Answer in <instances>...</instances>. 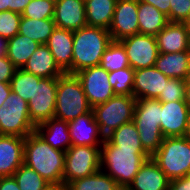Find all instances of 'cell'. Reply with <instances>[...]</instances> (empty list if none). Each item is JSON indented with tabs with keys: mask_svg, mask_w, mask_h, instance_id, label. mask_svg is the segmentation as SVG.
<instances>
[{
	"mask_svg": "<svg viewBox=\"0 0 190 190\" xmlns=\"http://www.w3.org/2000/svg\"><path fill=\"white\" fill-rule=\"evenodd\" d=\"M23 163L49 183L63 182L65 152L52 148L36 131L25 137Z\"/></svg>",
	"mask_w": 190,
	"mask_h": 190,
	"instance_id": "obj_1",
	"label": "cell"
},
{
	"mask_svg": "<svg viewBox=\"0 0 190 190\" xmlns=\"http://www.w3.org/2000/svg\"><path fill=\"white\" fill-rule=\"evenodd\" d=\"M149 158L144 149L117 147L105 138L101 145L100 170L110 175L121 188H127Z\"/></svg>",
	"mask_w": 190,
	"mask_h": 190,
	"instance_id": "obj_2",
	"label": "cell"
},
{
	"mask_svg": "<svg viewBox=\"0 0 190 190\" xmlns=\"http://www.w3.org/2000/svg\"><path fill=\"white\" fill-rule=\"evenodd\" d=\"M112 41L106 28L85 26L73 31L72 74L100 65L102 55Z\"/></svg>",
	"mask_w": 190,
	"mask_h": 190,
	"instance_id": "obj_3",
	"label": "cell"
},
{
	"mask_svg": "<svg viewBox=\"0 0 190 190\" xmlns=\"http://www.w3.org/2000/svg\"><path fill=\"white\" fill-rule=\"evenodd\" d=\"M168 179L190 175V139L186 136L164 137L160 148L151 156Z\"/></svg>",
	"mask_w": 190,
	"mask_h": 190,
	"instance_id": "obj_4",
	"label": "cell"
},
{
	"mask_svg": "<svg viewBox=\"0 0 190 190\" xmlns=\"http://www.w3.org/2000/svg\"><path fill=\"white\" fill-rule=\"evenodd\" d=\"M91 110L78 77L69 73L59 76L54 118L69 122Z\"/></svg>",
	"mask_w": 190,
	"mask_h": 190,
	"instance_id": "obj_5",
	"label": "cell"
},
{
	"mask_svg": "<svg viewBox=\"0 0 190 190\" xmlns=\"http://www.w3.org/2000/svg\"><path fill=\"white\" fill-rule=\"evenodd\" d=\"M133 122L137 127L144 151L151 157L160 148L164 138L160 127V101L138 99Z\"/></svg>",
	"mask_w": 190,
	"mask_h": 190,
	"instance_id": "obj_6",
	"label": "cell"
},
{
	"mask_svg": "<svg viewBox=\"0 0 190 190\" xmlns=\"http://www.w3.org/2000/svg\"><path fill=\"white\" fill-rule=\"evenodd\" d=\"M137 99L133 95L115 94L92 108L101 134L106 138L121 125L132 122Z\"/></svg>",
	"mask_w": 190,
	"mask_h": 190,
	"instance_id": "obj_7",
	"label": "cell"
},
{
	"mask_svg": "<svg viewBox=\"0 0 190 190\" xmlns=\"http://www.w3.org/2000/svg\"><path fill=\"white\" fill-rule=\"evenodd\" d=\"M35 127L30 120L28 102L11 91L0 107V135L25 138Z\"/></svg>",
	"mask_w": 190,
	"mask_h": 190,
	"instance_id": "obj_8",
	"label": "cell"
},
{
	"mask_svg": "<svg viewBox=\"0 0 190 190\" xmlns=\"http://www.w3.org/2000/svg\"><path fill=\"white\" fill-rule=\"evenodd\" d=\"M101 146L71 145L65 152L63 182L87 177L100 170Z\"/></svg>",
	"mask_w": 190,
	"mask_h": 190,
	"instance_id": "obj_9",
	"label": "cell"
},
{
	"mask_svg": "<svg viewBox=\"0 0 190 190\" xmlns=\"http://www.w3.org/2000/svg\"><path fill=\"white\" fill-rule=\"evenodd\" d=\"M57 85L58 77L35 81L34 96L28 101L30 120L35 126L54 118Z\"/></svg>",
	"mask_w": 190,
	"mask_h": 190,
	"instance_id": "obj_10",
	"label": "cell"
},
{
	"mask_svg": "<svg viewBox=\"0 0 190 190\" xmlns=\"http://www.w3.org/2000/svg\"><path fill=\"white\" fill-rule=\"evenodd\" d=\"M75 75L80 80L91 108L103 104L115 95L109 82V72L101 65L80 70Z\"/></svg>",
	"mask_w": 190,
	"mask_h": 190,
	"instance_id": "obj_11",
	"label": "cell"
},
{
	"mask_svg": "<svg viewBox=\"0 0 190 190\" xmlns=\"http://www.w3.org/2000/svg\"><path fill=\"white\" fill-rule=\"evenodd\" d=\"M128 56L129 66L133 70L153 67L159 50L156 37L146 34H135L119 41Z\"/></svg>",
	"mask_w": 190,
	"mask_h": 190,
	"instance_id": "obj_12",
	"label": "cell"
},
{
	"mask_svg": "<svg viewBox=\"0 0 190 190\" xmlns=\"http://www.w3.org/2000/svg\"><path fill=\"white\" fill-rule=\"evenodd\" d=\"M138 0H117L114 16L108 29L113 41L139 34Z\"/></svg>",
	"mask_w": 190,
	"mask_h": 190,
	"instance_id": "obj_13",
	"label": "cell"
},
{
	"mask_svg": "<svg viewBox=\"0 0 190 190\" xmlns=\"http://www.w3.org/2000/svg\"><path fill=\"white\" fill-rule=\"evenodd\" d=\"M189 108L184 100L160 102V127L163 137L185 136Z\"/></svg>",
	"mask_w": 190,
	"mask_h": 190,
	"instance_id": "obj_14",
	"label": "cell"
},
{
	"mask_svg": "<svg viewBox=\"0 0 190 190\" xmlns=\"http://www.w3.org/2000/svg\"><path fill=\"white\" fill-rule=\"evenodd\" d=\"M68 123L72 145L101 146L105 140L95 120L93 110Z\"/></svg>",
	"mask_w": 190,
	"mask_h": 190,
	"instance_id": "obj_15",
	"label": "cell"
},
{
	"mask_svg": "<svg viewBox=\"0 0 190 190\" xmlns=\"http://www.w3.org/2000/svg\"><path fill=\"white\" fill-rule=\"evenodd\" d=\"M170 78L153 67L134 70L133 96L135 99H157Z\"/></svg>",
	"mask_w": 190,
	"mask_h": 190,
	"instance_id": "obj_16",
	"label": "cell"
},
{
	"mask_svg": "<svg viewBox=\"0 0 190 190\" xmlns=\"http://www.w3.org/2000/svg\"><path fill=\"white\" fill-rule=\"evenodd\" d=\"M53 19L61 29L75 31L87 26L85 0H56Z\"/></svg>",
	"mask_w": 190,
	"mask_h": 190,
	"instance_id": "obj_17",
	"label": "cell"
},
{
	"mask_svg": "<svg viewBox=\"0 0 190 190\" xmlns=\"http://www.w3.org/2000/svg\"><path fill=\"white\" fill-rule=\"evenodd\" d=\"M159 53L190 51V26L169 22L156 36Z\"/></svg>",
	"mask_w": 190,
	"mask_h": 190,
	"instance_id": "obj_18",
	"label": "cell"
},
{
	"mask_svg": "<svg viewBox=\"0 0 190 190\" xmlns=\"http://www.w3.org/2000/svg\"><path fill=\"white\" fill-rule=\"evenodd\" d=\"M24 137L0 135V177L13 176L23 164Z\"/></svg>",
	"mask_w": 190,
	"mask_h": 190,
	"instance_id": "obj_19",
	"label": "cell"
},
{
	"mask_svg": "<svg viewBox=\"0 0 190 190\" xmlns=\"http://www.w3.org/2000/svg\"><path fill=\"white\" fill-rule=\"evenodd\" d=\"M46 45L59 68L64 73L72 74L73 31L56 27Z\"/></svg>",
	"mask_w": 190,
	"mask_h": 190,
	"instance_id": "obj_20",
	"label": "cell"
},
{
	"mask_svg": "<svg viewBox=\"0 0 190 190\" xmlns=\"http://www.w3.org/2000/svg\"><path fill=\"white\" fill-rule=\"evenodd\" d=\"M170 180L160 167L149 158L139 168L128 190H169Z\"/></svg>",
	"mask_w": 190,
	"mask_h": 190,
	"instance_id": "obj_21",
	"label": "cell"
},
{
	"mask_svg": "<svg viewBox=\"0 0 190 190\" xmlns=\"http://www.w3.org/2000/svg\"><path fill=\"white\" fill-rule=\"evenodd\" d=\"M35 131L54 149L66 152L72 145L67 121L51 118L36 125Z\"/></svg>",
	"mask_w": 190,
	"mask_h": 190,
	"instance_id": "obj_22",
	"label": "cell"
},
{
	"mask_svg": "<svg viewBox=\"0 0 190 190\" xmlns=\"http://www.w3.org/2000/svg\"><path fill=\"white\" fill-rule=\"evenodd\" d=\"M40 78H57L64 74L46 44H40L22 68Z\"/></svg>",
	"mask_w": 190,
	"mask_h": 190,
	"instance_id": "obj_23",
	"label": "cell"
},
{
	"mask_svg": "<svg viewBox=\"0 0 190 190\" xmlns=\"http://www.w3.org/2000/svg\"><path fill=\"white\" fill-rule=\"evenodd\" d=\"M154 67L168 78L184 80L190 68V51L159 53Z\"/></svg>",
	"mask_w": 190,
	"mask_h": 190,
	"instance_id": "obj_24",
	"label": "cell"
},
{
	"mask_svg": "<svg viewBox=\"0 0 190 190\" xmlns=\"http://www.w3.org/2000/svg\"><path fill=\"white\" fill-rule=\"evenodd\" d=\"M117 0H85L87 26L109 29Z\"/></svg>",
	"mask_w": 190,
	"mask_h": 190,
	"instance_id": "obj_25",
	"label": "cell"
},
{
	"mask_svg": "<svg viewBox=\"0 0 190 190\" xmlns=\"http://www.w3.org/2000/svg\"><path fill=\"white\" fill-rule=\"evenodd\" d=\"M139 34L156 36L168 23V17L156 7L138 1Z\"/></svg>",
	"mask_w": 190,
	"mask_h": 190,
	"instance_id": "obj_26",
	"label": "cell"
},
{
	"mask_svg": "<svg viewBox=\"0 0 190 190\" xmlns=\"http://www.w3.org/2000/svg\"><path fill=\"white\" fill-rule=\"evenodd\" d=\"M39 45V43L28 36L18 33L13 38L7 40L5 55L17 69L23 68Z\"/></svg>",
	"mask_w": 190,
	"mask_h": 190,
	"instance_id": "obj_27",
	"label": "cell"
},
{
	"mask_svg": "<svg viewBox=\"0 0 190 190\" xmlns=\"http://www.w3.org/2000/svg\"><path fill=\"white\" fill-rule=\"evenodd\" d=\"M56 28L54 19H31L21 17L19 34L28 36L39 44H46Z\"/></svg>",
	"mask_w": 190,
	"mask_h": 190,
	"instance_id": "obj_28",
	"label": "cell"
},
{
	"mask_svg": "<svg viewBox=\"0 0 190 190\" xmlns=\"http://www.w3.org/2000/svg\"><path fill=\"white\" fill-rule=\"evenodd\" d=\"M121 187L107 173L102 170L71 181L68 184V190H120Z\"/></svg>",
	"mask_w": 190,
	"mask_h": 190,
	"instance_id": "obj_29",
	"label": "cell"
},
{
	"mask_svg": "<svg viewBox=\"0 0 190 190\" xmlns=\"http://www.w3.org/2000/svg\"><path fill=\"white\" fill-rule=\"evenodd\" d=\"M106 139L112 145L117 147L127 149H143L137 127L133 121L121 125L110 135H108Z\"/></svg>",
	"mask_w": 190,
	"mask_h": 190,
	"instance_id": "obj_30",
	"label": "cell"
},
{
	"mask_svg": "<svg viewBox=\"0 0 190 190\" xmlns=\"http://www.w3.org/2000/svg\"><path fill=\"white\" fill-rule=\"evenodd\" d=\"M100 65L108 72L130 67L128 56L119 41H112L109 44L102 55Z\"/></svg>",
	"mask_w": 190,
	"mask_h": 190,
	"instance_id": "obj_31",
	"label": "cell"
},
{
	"mask_svg": "<svg viewBox=\"0 0 190 190\" xmlns=\"http://www.w3.org/2000/svg\"><path fill=\"white\" fill-rule=\"evenodd\" d=\"M41 79L22 68L16 69L10 81L11 91L28 102L34 96L35 81H40Z\"/></svg>",
	"mask_w": 190,
	"mask_h": 190,
	"instance_id": "obj_32",
	"label": "cell"
},
{
	"mask_svg": "<svg viewBox=\"0 0 190 190\" xmlns=\"http://www.w3.org/2000/svg\"><path fill=\"white\" fill-rule=\"evenodd\" d=\"M20 190H43L49 183L24 163L13 174Z\"/></svg>",
	"mask_w": 190,
	"mask_h": 190,
	"instance_id": "obj_33",
	"label": "cell"
},
{
	"mask_svg": "<svg viewBox=\"0 0 190 190\" xmlns=\"http://www.w3.org/2000/svg\"><path fill=\"white\" fill-rule=\"evenodd\" d=\"M109 82L118 95H133L134 70L131 67L109 72Z\"/></svg>",
	"mask_w": 190,
	"mask_h": 190,
	"instance_id": "obj_34",
	"label": "cell"
},
{
	"mask_svg": "<svg viewBox=\"0 0 190 190\" xmlns=\"http://www.w3.org/2000/svg\"><path fill=\"white\" fill-rule=\"evenodd\" d=\"M56 0H31L21 14L31 19L54 18Z\"/></svg>",
	"mask_w": 190,
	"mask_h": 190,
	"instance_id": "obj_35",
	"label": "cell"
},
{
	"mask_svg": "<svg viewBox=\"0 0 190 190\" xmlns=\"http://www.w3.org/2000/svg\"><path fill=\"white\" fill-rule=\"evenodd\" d=\"M21 17L13 11H0V37L8 40L18 34Z\"/></svg>",
	"mask_w": 190,
	"mask_h": 190,
	"instance_id": "obj_36",
	"label": "cell"
},
{
	"mask_svg": "<svg viewBox=\"0 0 190 190\" xmlns=\"http://www.w3.org/2000/svg\"><path fill=\"white\" fill-rule=\"evenodd\" d=\"M185 97V82L183 79L170 78L164 90L160 93L157 100L160 102H171L184 100Z\"/></svg>",
	"mask_w": 190,
	"mask_h": 190,
	"instance_id": "obj_37",
	"label": "cell"
},
{
	"mask_svg": "<svg viewBox=\"0 0 190 190\" xmlns=\"http://www.w3.org/2000/svg\"><path fill=\"white\" fill-rule=\"evenodd\" d=\"M170 13L167 16L169 22L186 23L190 16V0H169Z\"/></svg>",
	"mask_w": 190,
	"mask_h": 190,
	"instance_id": "obj_38",
	"label": "cell"
},
{
	"mask_svg": "<svg viewBox=\"0 0 190 190\" xmlns=\"http://www.w3.org/2000/svg\"><path fill=\"white\" fill-rule=\"evenodd\" d=\"M16 69L6 55L0 56V82L10 83Z\"/></svg>",
	"mask_w": 190,
	"mask_h": 190,
	"instance_id": "obj_39",
	"label": "cell"
},
{
	"mask_svg": "<svg viewBox=\"0 0 190 190\" xmlns=\"http://www.w3.org/2000/svg\"><path fill=\"white\" fill-rule=\"evenodd\" d=\"M169 190H190V175L171 180Z\"/></svg>",
	"mask_w": 190,
	"mask_h": 190,
	"instance_id": "obj_40",
	"label": "cell"
},
{
	"mask_svg": "<svg viewBox=\"0 0 190 190\" xmlns=\"http://www.w3.org/2000/svg\"><path fill=\"white\" fill-rule=\"evenodd\" d=\"M140 2L148 3L156 7L160 12L166 16L170 13V2L169 0H138Z\"/></svg>",
	"mask_w": 190,
	"mask_h": 190,
	"instance_id": "obj_41",
	"label": "cell"
},
{
	"mask_svg": "<svg viewBox=\"0 0 190 190\" xmlns=\"http://www.w3.org/2000/svg\"><path fill=\"white\" fill-rule=\"evenodd\" d=\"M0 190H20L14 176L0 177Z\"/></svg>",
	"mask_w": 190,
	"mask_h": 190,
	"instance_id": "obj_42",
	"label": "cell"
},
{
	"mask_svg": "<svg viewBox=\"0 0 190 190\" xmlns=\"http://www.w3.org/2000/svg\"><path fill=\"white\" fill-rule=\"evenodd\" d=\"M31 0H10V11L22 14Z\"/></svg>",
	"mask_w": 190,
	"mask_h": 190,
	"instance_id": "obj_43",
	"label": "cell"
},
{
	"mask_svg": "<svg viewBox=\"0 0 190 190\" xmlns=\"http://www.w3.org/2000/svg\"><path fill=\"white\" fill-rule=\"evenodd\" d=\"M11 92L10 83L0 82V107Z\"/></svg>",
	"mask_w": 190,
	"mask_h": 190,
	"instance_id": "obj_44",
	"label": "cell"
},
{
	"mask_svg": "<svg viewBox=\"0 0 190 190\" xmlns=\"http://www.w3.org/2000/svg\"><path fill=\"white\" fill-rule=\"evenodd\" d=\"M43 190H68V185L64 182L48 183Z\"/></svg>",
	"mask_w": 190,
	"mask_h": 190,
	"instance_id": "obj_45",
	"label": "cell"
},
{
	"mask_svg": "<svg viewBox=\"0 0 190 190\" xmlns=\"http://www.w3.org/2000/svg\"><path fill=\"white\" fill-rule=\"evenodd\" d=\"M7 50V39L0 37V56L5 55Z\"/></svg>",
	"mask_w": 190,
	"mask_h": 190,
	"instance_id": "obj_46",
	"label": "cell"
},
{
	"mask_svg": "<svg viewBox=\"0 0 190 190\" xmlns=\"http://www.w3.org/2000/svg\"><path fill=\"white\" fill-rule=\"evenodd\" d=\"M0 11H10V0H0Z\"/></svg>",
	"mask_w": 190,
	"mask_h": 190,
	"instance_id": "obj_47",
	"label": "cell"
},
{
	"mask_svg": "<svg viewBox=\"0 0 190 190\" xmlns=\"http://www.w3.org/2000/svg\"><path fill=\"white\" fill-rule=\"evenodd\" d=\"M184 101L190 109V85H185V97Z\"/></svg>",
	"mask_w": 190,
	"mask_h": 190,
	"instance_id": "obj_48",
	"label": "cell"
},
{
	"mask_svg": "<svg viewBox=\"0 0 190 190\" xmlns=\"http://www.w3.org/2000/svg\"><path fill=\"white\" fill-rule=\"evenodd\" d=\"M185 136L190 139V109H189V112H188L187 130H186V135Z\"/></svg>",
	"mask_w": 190,
	"mask_h": 190,
	"instance_id": "obj_49",
	"label": "cell"
},
{
	"mask_svg": "<svg viewBox=\"0 0 190 190\" xmlns=\"http://www.w3.org/2000/svg\"><path fill=\"white\" fill-rule=\"evenodd\" d=\"M185 85H190V68L186 73V77L184 79Z\"/></svg>",
	"mask_w": 190,
	"mask_h": 190,
	"instance_id": "obj_50",
	"label": "cell"
},
{
	"mask_svg": "<svg viewBox=\"0 0 190 190\" xmlns=\"http://www.w3.org/2000/svg\"><path fill=\"white\" fill-rule=\"evenodd\" d=\"M186 23L190 26V16H189V19Z\"/></svg>",
	"mask_w": 190,
	"mask_h": 190,
	"instance_id": "obj_51",
	"label": "cell"
}]
</instances>
